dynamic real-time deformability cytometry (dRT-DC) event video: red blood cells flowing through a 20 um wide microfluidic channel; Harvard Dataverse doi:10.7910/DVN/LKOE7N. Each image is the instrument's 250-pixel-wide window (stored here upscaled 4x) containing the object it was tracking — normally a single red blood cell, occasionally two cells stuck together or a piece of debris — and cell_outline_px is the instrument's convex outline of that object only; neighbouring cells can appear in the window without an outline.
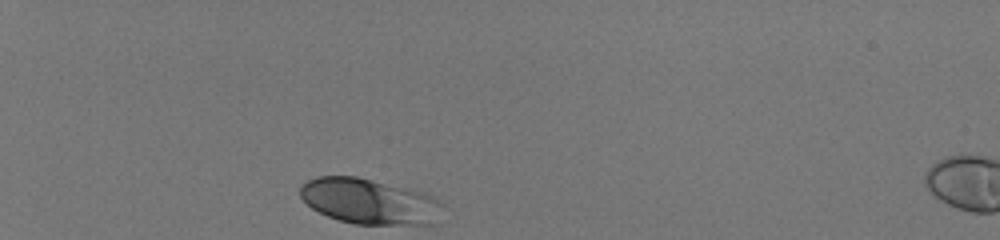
{"species": "human", "species_latin": "Homo sapiens", "temperature_condition": "room temperature", "stored_images_in_passage": 33, "camera_frame_rate_fps": 3000, "um_per_image_px": 0.085, "donor": {"sex": "male"}, "frame": {"image": 1, "passage_image": 1, "time_ms": 0.0, "image_size_px": [1000, 240], "cell_outline_px": [[440, 224], [356, 224], [340, 220], [328, 216], [312, 208], [300, 196], [300, 188], [308, 180], [316, 176], [356, 176], [420, 192], [432, 196], [440, 200]], "centroid_in_image_um": [31.4, 17.13], "position_along_channel_um": 53.6, "area_um2": 37.4}}
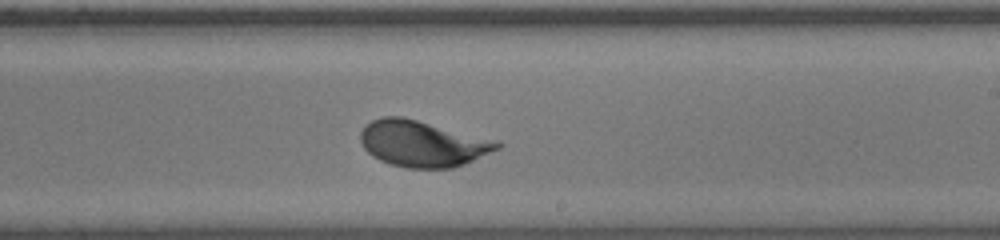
{"frame": {"image": 2, "passage_image": 20, "time_ms": 6.333, "image_size_px": [1000, 240], "cell_outline_px": [[504, 144], [500, 148], [464, 164], [452, 168], [404, 168], [380, 160], [372, 156], [364, 148], [360, 140], [360, 132], [364, 124], [380, 116], [400, 116], [500, 140]], "centroid_in_image_um": [35.92, 12.2], "position_along_channel_um": 253.1, "area_um2": 37.05}}
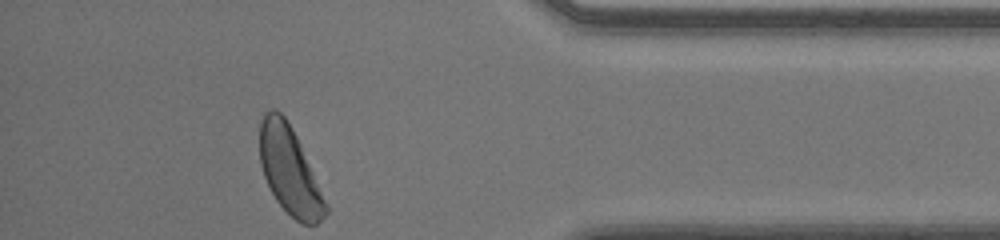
{"frame": {"image": 3, "passage_image": 33, "time_ms": 10.667, "image_size_px": [1000, 240], "cell_outline_px": [[328, 212], [316, 224], [300, 224], [276, 200], [264, 176], [260, 164], [260, 120], [264, 112], [272, 108], [276, 108], [284, 116], [292, 128], [300, 144], [328, 208]], "centroid_in_image_um": [24.58, 14.46], "position_along_channel_um": 410.6, "area_um2": 32.95}, "authors_computed_cell_mechanics": {"area_um2": 35.8938, "velocity_mm_per_s": 4.0211, "shape_relaxation_time_tau1_ms": 2.4976, "shape_relaxation_time_tau2_ms": null, "deformation_change_tau1": 0.1298, "deformation_change_tau2": null}}